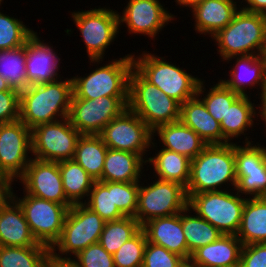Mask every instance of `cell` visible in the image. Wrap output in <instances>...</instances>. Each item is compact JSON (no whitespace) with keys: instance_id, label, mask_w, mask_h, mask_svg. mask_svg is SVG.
Listing matches in <instances>:
<instances>
[{"instance_id":"29","label":"cell","mask_w":266,"mask_h":267,"mask_svg":"<svg viewBox=\"0 0 266 267\" xmlns=\"http://www.w3.org/2000/svg\"><path fill=\"white\" fill-rule=\"evenodd\" d=\"M146 159V163L152 165L157 179L187 187L190 179L191 159L164 148L155 153V156Z\"/></svg>"},{"instance_id":"27","label":"cell","mask_w":266,"mask_h":267,"mask_svg":"<svg viewBox=\"0 0 266 267\" xmlns=\"http://www.w3.org/2000/svg\"><path fill=\"white\" fill-rule=\"evenodd\" d=\"M146 161L136 153L108 148L101 182H141Z\"/></svg>"},{"instance_id":"42","label":"cell","mask_w":266,"mask_h":267,"mask_svg":"<svg viewBox=\"0 0 266 267\" xmlns=\"http://www.w3.org/2000/svg\"><path fill=\"white\" fill-rule=\"evenodd\" d=\"M186 263L179 255L147 241L142 267H184Z\"/></svg>"},{"instance_id":"8","label":"cell","mask_w":266,"mask_h":267,"mask_svg":"<svg viewBox=\"0 0 266 267\" xmlns=\"http://www.w3.org/2000/svg\"><path fill=\"white\" fill-rule=\"evenodd\" d=\"M187 196L188 206L194 214L208 221L223 234H237L247 198L228 189Z\"/></svg>"},{"instance_id":"1","label":"cell","mask_w":266,"mask_h":267,"mask_svg":"<svg viewBox=\"0 0 266 267\" xmlns=\"http://www.w3.org/2000/svg\"><path fill=\"white\" fill-rule=\"evenodd\" d=\"M34 84L20 92L19 120L29 129L68 118L72 79Z\"/></svg>"},{"instance_id":"22","label":"cell","mask_w":266,"mask_h":267,"mask_svg":"<svg viewBox=\"0 0 266 267\" xmlns=\"http://www.w3.org/2000/svg\"><path fill=\"white\" fill-rule=\"evenodd\" d=\"M235 59V66L231 67L230 79H220L228 88L240 96H250L246 88L266 87V55H241L229 57L227 62Z\"/></svg>"},{"instance_id":"20","label":"cell","mask_w":266,"mask_h":267,"mask_svg":"<svg viewBox=\"0 0 266 267\" xmlns=\"http://www.w3.org/2000/svg\"><path fill=\"white\" fill-rule=\"evenodd\" d=\"M0 246H46L33 237L22 208L9 194L0 201Z\"/></svg>"},{"instance_id":"35","label":"cell","mask_w":266,"mask_h":267,"mask_svg":"<svg viewBox=\"0 0 266 267\" xmlns=\"http://www.w3.org/2000/svg\"><path fill=\"white\" fill-rule=\"evenodd\" d=\"M0 76L19 92L28 87L26 76V44L15 49L0 50Z\"/></svg>"},{"instance_id":"26","label":"cell","mask_w":266,"mask_h":267,"mask_svg":"<svg viewBox=\"0 0 266 267\" xmlns=\"http://www.w3.org/2000/svg\"><path fill=\"white\" fill-rule=\"evenodd\" d=\"M157 135L164 149L175 151L191 160L207 146L206 142L194 130L180 120L159 125L152 131V139Z\"/></svg>"},{"instance_id":"46","label":"cell","mask_w":266,"mask_h":267,"mask_svg":"<svg viewBox=\"0 0 266 267\" xmlns=\"http://www.w3.org/2000/svg\"><path fill=\"white\" fill-rule=\"evenodd\" d=\"M244 0L241 1V4ZM246 6L243 5L241 8L248 12L258 13L266 15V0H245Z\"/></svg>"},{"instance_id":"43","label":"cell","mask_w":266,"mask_h":267,"mask_svg":"<svg viewBox=\"0 0 266 267\" xmlns=\"http://www.w3.org/2000/svg\"><path fill=\"white\" fill-rule=\"evenodd\" d=\"M73 258L80 267H115L113 255L108 253L99 242L89 245Z\"/></svg>"},{"instance_id":"48","label":"cell","mask_w":266,"mask_h":267,"mask_svg":"<svg viewBox=\"0 0 266 267\" xmlns=\"http://www.w3.org/2000/svg\"><path fill=\"white\" fill-rule=\"evenodd\" d=\"M258 95H260L261 101H260V104H257L259 105L257 107V110L260 109L258 110L259 112L257 113V115L260 116L261 120L263 119L265 127H266V87Z\"/></svg>"},{"instance_id":"6","label":"cell","mask_w":266,"mask_h":267,"mask_svg":"<svg viewBox=\"0 0 266 267\" xmlns=\"http://www.w3.org/2000/svg\"><path fill=\"white\" fill-rule=\"evenodd\" d=\"M105 223L84 203L72 205L66 214L59 239L50 248V256L71 258L73 255L74 257L89 245L99 242Z\"/></svg>"},{"instance_id":"52","label":"cell","mask_w":266,"mask_h":267,"mask_svg":"<svg viewBox=\"0 0 266 267\" xmlns=\"http://www.w3.org/2000/svg\"><path fill=\"white\" fill-rule=\"evenodd\" d=\"M220 267H241L240 265L220 266Z\"/></svg>"},{"instance_id":"5","label":"cell","mask_w":266,"mask_h":267,"mask_svg":"<svg viewBox=\"0 0 266 267\" xmlns=\"http://www.w3.org/2000/svg\"><path fill=\"white\" fill-rule=\"evenodd\" d=\"M133 67L151 84L161 89L167 96L180 104L197 95L200 78L192 76L172 62L143 51L141 55L132 54Z\"/></svg>"},{"instance_id":"45","label":"cell","mask_w":266,"mask_h":267,"mask_svg":"<svg viewBox=\"0 0 266 267\" xmlns=\"http://www.w3.org/2000/svg\"><path fill=\"white\" fill-rule=\"evenodd\" d=\"M241 267H266V243L243 245L240 254Z\"/></svg>"},{"instance_id":"23","label":"cell","mask_w":266,"mask_h":267,"mask_svg":"<svg viewBox=\"0 0 266 267\" xmlns=\"http://www.w3.org/2000/svg\"><path fill=\"white\" fill-rule=\"evenodd\" d=\"M237 3L236 0H205L195 5L190 9L195 19V31L213 37L232 21L241 6Z\"/></svg>"},{"instance_id":"21","label":"cell","mask_w":266,"mask_h":267,"mask_svg":"<svg viewBox=\"0 0 266 267\" xmlns=\"http://www.w3.org/2000/svg\"><path fill=\"white\" fill-rule=\"evenodd\" d=\"M141 228L147 241L166 248L169 252L182 257L187 263L191 258L182 228V212L148 220Z\"/></svg>"},{"instance_id":"10","label":"cell","mask_w":266,"mask_h":267,"mask_svg":"<svg viewBox=\"0 0 266 267\" xmlns=\"http://www.w3.org/2000/svg\"><path fill=\"white\" fill-rule=\"evenodd\" d=\"M71 13L85 43L90 63H102L106 48L115 41L120 30L118 12L109 7H95Z\"/></svg>"},{"instance_id":"41","label":"cell","mask_w":266,"mask_h":267,"mask_svg":"<svg viewBox=\"0 0 266 267\" xmlns=\"http://www.w3.org/2000/svg\"><path fill=\"white\" fill-rule=\"evenodd\" d=\"M139 182H113L114 204L125 217H135Z\"/></svg>"},{"instance_id":"50","label":"cell","mask_w":266,"mask_h":267,"mask_svg":"<svg viewBox=\"0 0 266 267\" xmlns=\"http://www.w3.org/2000/svg\"><path fill=\"white\" fill-rule=\"evenodd\" d=\"M9 184L0 176V201L8 194Z\"/></svg>"},{"instance_id":"14","label":"cell","mask_w":266,"mask_h":267,"mask_svg":"<svg viewBox=\"0 0 266 267\" xmlns=\"http://www.w3.org/2000/svg\"><path fill=\"white\" fill-rule=\"evenodd\" d=\"M29 153L31 129L21 120L0 124V176L8 184H14L24 174L33 157Z\"/></svg>"},{"instance_id":"28","label":"cell","mask_w":266,"mask_h":267,"mask_svg":"<svg viewBox=\"0 0 266 267\" xmlns=\"http://www.w3.org/2000/svg\"><path fill=\"white\" fill-rule=\"evenodd\" d=\"M236 236L242 245L266 243V197L246 199Z\"/></svg>"},{"instance_id":"30","label":"cell","mask_w":266,"mask_h":267,"mask_svg":"<svg viewBox=\"0 0 266 267\" xmlns=\"http://www.w3.org/2000/svg\"><path fill=\"white\" fill-rule=\"evenodd\" d=\"M250 96H239L228 107L225 118H222L220 127L223 137L231 143V140L242 135L253 127L255 116L259 117L256 112L257 106L250 101ZM255 105V106H254Z\"/></svg>"},{"instance_id":"47","label":"cell","mask_w":266,"mask_h":267,"mask_svg":"<svg viewBox=\"0 0 266 267\" xmlns=\"http://www.w3.org/2000/svg\"><path fill=\"white\" fill-rule=\"evenodd\" d=\"M47 267H80L74 258H55L49 256Z\"/></svg>"},{"instance_id":"17","label":"cell","mask_w":266,"mask_h":267,"mask_svg":"<svg viewBox=\"0 0 266 267\" xmlns=\"http://www.w3.org/2000/svg\"><path fill=\"white\" fill-rule=\"evenodd\" d=\"M23 184V191L29 195L65 205L67 200L58 162L42 161L32 158L24 174L18 179Z\"/></svg>"},{"instance_id":"15","label":"cell","mask_w":266,"mask_h":267,"mask_svg":"<svg viewBox=\"0 0 266 267\" xmlns=\"http://www.w3.org/2000/svg\"><path fill=\"white\" fill-rule=\"evenodd\" d=\"M99 135L108 148L139 154L145 161L147 149L157 145L152 139V130L128 108L111 120Z\"/></svg>"},{"instance_id":"24","label":"cell","mask_w":266,"mask_h":267,"mask_svg":"<svg viewBox=\"0 0 266 267\" xmlns=\"http://www.w3.org/2000/svg\"><path fill=\"white\" fill-rule=\"evenodd\" d=\"M242 246L236 235L223 234L215 242L198 248L188 263L192 267L240 265Z\"/></svg>"},{"instance_id":"13","label":"cell","mask_w":266,"mask_h":267,"mask_svg":"<svg viewBox=\"0 0 266 267\" xmlns=\"http://www.w3.org/2000/svg\"><path fill=\"white\" fill-rule=\"evenodd\" d=\"M128 108V96L95 99L71 98L68 119L81 134L99 135L103 128Z\"/></svg>"},{"instance_id":"34","label":"cell","mask_w":266,"mask_h":267,"mask_svg":"<svg viewBox=\"0 0 266 267\" xmlns=\"http://www.w3.org/2000/svg\"><path fill=\"white\" fill-rule=\"evenodd\" d=\"M48 246H0V267H47Z\"/></svg>"},{"instance_id":"3","label":"cell","mask_w":266,"mask_h":267,"mask_svg":"<svg viewBox=\"0 0 266 267\" xmlns=\"http://www.w3.org/2000/svg\"><path fill=\"white\" fill-rule=\"evenodd\" d=\"M217 52L227 61L241 55H264L266 53V15L248 12L241 7L232 21L213 37Z\"/></svg>"},{"instance_id":"49","label":"cell","mask_w":266,"mask_h":267,"mask_svg":"<svg viewBox=\"0 0 266 267\" xmlns=\"http://www.w3.org/2000/svg\"><path fill=\"white\" fill-rule=\"evenodd\" d=\"M203 1L205 0H175L176 4L180 5V7H188L189 9Z\"/></svg>"},{"instance_id":"32","label":"cell","mask_w":266,"mask_h":267,"mask_svg":"<svg viewBox=\"0 0 266 267\" xmlns=\"http://www.w3.org/2000/svg\"><path fill=\"white\" fill-rule=\"evenodd\" d=\"M58 164L67 200L72 205L83 204L95 180L74 159L59 161Z\"/></svg>"},{"instance_id":"2","label":"cell","mask_w":266,"mask_h":267,"mask_svg":"<svg viewBox=\"0 0 266 267\" xmlns=\"http://www.w3.org/2000/svg\"><path fill=\"white\" fill-rule=\"evenodd\" d=\"M226 183L227 188L232 186L234 189L232 191H235L237 185L235 143L207 145L197 157L191 160L186 193L221 191L225 189L221 187Z\"/></svg>"},{"instance_id":"19","label":"cell","mask_w":266,"mask_h":267,"mask_svg":"<svg viewBox=\"0 0 266 267\" xmlns=\"http://www.w3.org/2000/svg\"><path fill=\"white\" fill-rule=\"evenodd\" d=\"M60 58L35 32L26 41V76L28 86L53 82L59 79ZM58 71V72H57ZM59 75V76H58Z\"/></svg>"},{"instance_id":"39","label":"cell","mask_w":266,"mask_h":267,"mask_svg":"<svg viewBox=\"0 0 266 267\" xmlns=\"http://www.w3.org/2000/svg\"><path fill=\"white\" fill-rule=\"evenodd\" d=\"M34 33L35 31L29 29L20 19L0 12V50H10L25 45Z\"/></svg>"},{"instance_id":"44","label":"cell","mask_w":266,"mask_h":267,"mask_svg":"<svg viewBox=\"0 0 266 267\" xmlns=\"http://www.w3.org/2000/svg\"><path fill=\"white\" fill-rule=\"evenodd\" d=\"M19 103V91H0V124L19 120Z\"/></svg>"},{"instance_id":"12","label":"cell","mask_w":266,"mask_h":267,"mask_svg":"<svg viewBox=\"0 0 266 267\" xmlns=\"http://www.w3.org/2000/svg\"><path fill=\"white\" fill-rule=\"evenodd\" d=\"M80 136L68 118L37 125L31 129V155L52 162L73 159Z\"/></svg>"},{"instance_id":"36","label":"cell","mask_w":266,"mask_h":267,"mask_svg":"<svg viewBox=\"0 0 266 267\" xmlns=\"http://www.w3.org/2000/svg\"><path fill=\"white\" fill-rule=\"evenodd\" d=\"M204 83L205 80L201 79L197 89V96L203 101L208 112L220 123L222 118H225L228 107H230L240 95L228 88L221 80L209 88L207 93L205 92L206 85H204ZM202 96L204 97L202 98Z\"/></svg>"},{"instance_id":"53","label":"cell","mask_w":266,"mask_h":267,"mask_svg":"<svg viewBox=\"0 0 266 267\" xmlns=\"http://www.w3.org/2000/svg\"><path fill=\"white\" fill-rule=\"evenodd\" d=\"M184 267H192L189 263H186Z\"/></svg>"},{"instance_id":"9","label":"cell","mask_w":266,"mask_h":267,"mask_svg":"<svg viewBox=\"0 0 266 267\" xmlns=\"http://www.w3.org/2000/svg\"><path fill=\"white\" fill-rule=\"evenodd\" d=\"M9 184L8 194L22 208L33 237L38 243L51 248L59 239L68 208L63 204L41 199L27 193L18 198Z\"/></svg>"},{"instance_id":"40","label":"cell","mask_w":266,"mask_h":267,"mask_svg":"<svg viewBox=\"0 0 266 267\" xmlns=\"http://www.w3.org/2000/svg\"><path fill=\"white\" fill-rule=\"evenodd\" d=\"M146 244L147 237L141 228L113 254L115 267H142Z\"/></svg>"},{"instance_id":"25","label":"cell","mask_w":266,"mask_h":267,"mask_svg":"<svg viewBox=\"0 0 266 267\" xmlns=\"http://www.w3.org/2000/svg\"><path fill=\"white\" fill-rule=\"evenodd\" d=\"M179 120L194 130L207 145L229 143L223 137L220 123L208 112L197 95L181 104Z\"/></svg>"},{"instance_id":"31","label":"cell","mask_w":266,"mask_h":267,"mask_svg":"<svg viewBox=\"0 0 266 267\" xmlns=\"http://www.w3.org/2000/svg\"><path fill=\"white\" fill-rule=\"evenodd\" d=\"M107 150L108 147L100 135L81 134L73 159L98 181L102 176Z\"/></svg>"},{"instance_id":"16","label":"cell","mask_w":266,"mask_h":267,"mask_svg":"<svg viewBox=\"0 0 266 267\" xmlns=\"http://www.w3.org/2000/svg\"><path fill=\"white\" fill-rule=\"evenodd\" d=\"M248 139L246 136L244 146L235 144V190L249 198L266 197V147Z\"/></svg>"},{"instance_id":"18","label":"cell","mask_w":266,"mask_h":267,"mask_svg":"<svg viewBox=\"0 0 266 267\" xmlns=\"http://www.w3.org/2000/svg\"><path fill=\"white\" fill-rule=\"evenodd\" d=\"M159 1L129 0L122 15L118 12L119 26L125 23L129 34H141L151 40L156 39L157 34L175 18Z\"/></svg>"},{"instance_id":"38","label":"cell","mask_w":266,"mask_h":267,"mask_svg":"<svg viewBox=\"0 0 266 267\" xmlns=\"http://www.w3.org/2000/svg\"><path fill=\"white\" fill-rule=\"evenodd\" d=\"M84 204L96 212L105 222L125 217L114 204L113 182L94 181Z\"/></svg>"},{"instance_id":"7","label":"cell","mask_w":266,"mask_h":267,"mask_svg":"<svg viewBox=\"0 0 266 267\" xmlns=\"http://www.w3.org/2000/svg\"><path fill=\"white\" fill-rule=\"evenodd\" d=\"M114 60V61H113ZM103 63L86 76L72 77V98L95 99L103 96H128L132 54Z\"/></svg>"},{"instance_id":"11","label":"cell","mask_w":266,"mask_h":267,"mask_svg":"<svg viewBox=\"0 0 266 267\" xmlns=\"http://www.w3.org/2000/svg\"><path fill=\"white\" fill-rule=\"evenodd\" d=\"M139 182L138 207L135 218L142 226L156 217H168L188 207L186 188L178 183L155 179L143 186Z\"/></svg>"},{"instance_id":"37","label":"cell","mask_w":266,"mask_h":267,"mask_svg":"<svg viewBox=\"0 0 266 267\" xmlns=\"http://www.w3.org/2000/svg\"><path fill=\"white\" fill-rule=\"evenodd\" d=\"M141 225L135 217H123L108 221L104 225L99 243L110 254H114L126 241L133 237Z\"/></svg>"},{"instance_id":"33","label":"cell","mask_w":266,"mask_h":267,"mask_svg":"<svg viewBox=\"0 0 266 267\" xmlns=\"http://www.w3.org/2000/svg\"><path fill=\"white\" fill-rule=\"evenodd\" d=\"M190 213L192 209L189 206L182 211V228L188 251L192 255L198 248L215 242L223 233L197 214Z\"/></svg>"},{"instance_id":"51","label":"cell","mask_w":266,"mask_h":267,"mask_svg":"<svg viewBox=\"0 0 266 267\" xmlns=\"http://www.w3.org/2000/svg\"><path fill=\"white\" fill-rule=\"evenodd\" d=\"M6 90H15V89H12L8 85V82L2 76H0V91H6Z\"/></svg>"},{"instance_id":"4","label":"cell","mask_w":266,"mask_h":267,"mask_svg":"<svg viewBox=\"0 0 266 267\" xmlns=\"http://www.w3.org/2000/svg\"><path fill=\"white\" fill-rule=\"evenodd\" d=\"M181 104L148 82L134 67L129 76L128 109L153 131L163 124L179 121Z\"/></svg>"}]
</instances>
